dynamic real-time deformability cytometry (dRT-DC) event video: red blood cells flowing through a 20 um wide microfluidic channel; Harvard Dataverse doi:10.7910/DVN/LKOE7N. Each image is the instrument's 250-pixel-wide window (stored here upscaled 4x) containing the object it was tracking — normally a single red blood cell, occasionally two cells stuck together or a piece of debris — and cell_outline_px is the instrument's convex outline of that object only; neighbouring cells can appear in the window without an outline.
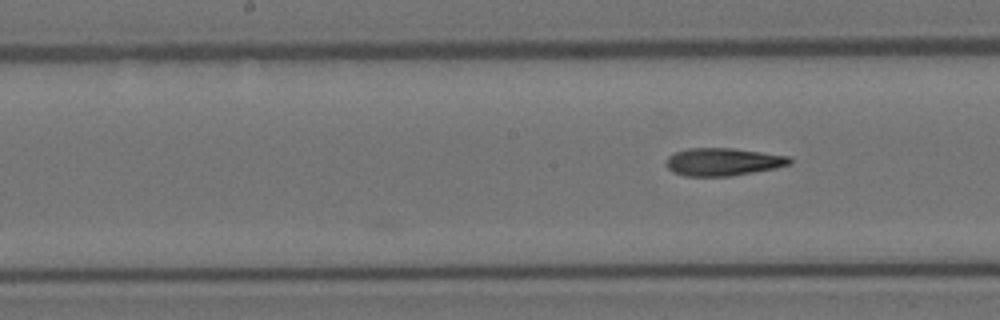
{"species": "Egyptian fruit bat (a non-hibernating species)", "species_latin": "Rousettus aegyptiacus", "temperature_condition": "room temperature", "stored_images_in_passage": 11, "camera_frame_rate_fps": 3000, "um_per_image_px": 0.085, "animal": {"sex": "female"}, "frame": {"image": 1, "passage_image": 11, "time_ms": 3.333, "image_size_px": [1000, 320], "cell_outline_px": [[792, 164], [776, 168], [732, 176], [684, 176], [672, 172], [664, 164], [668, 156], [676, 152], [688, 148], [732, 148], [788, 156], [792, 160]], "centroid_in_image_um": [61.43, 13.76], "position_along_channel_um": 186.8, "area_um2": 20.06}}